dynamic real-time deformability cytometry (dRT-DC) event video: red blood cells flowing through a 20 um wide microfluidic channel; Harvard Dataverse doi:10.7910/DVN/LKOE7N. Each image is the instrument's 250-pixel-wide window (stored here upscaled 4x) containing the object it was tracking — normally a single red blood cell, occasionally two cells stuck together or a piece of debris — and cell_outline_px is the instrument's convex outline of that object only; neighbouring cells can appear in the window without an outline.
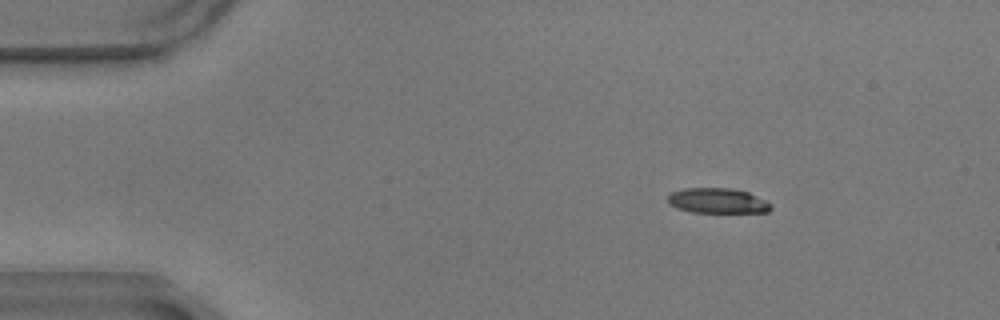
{"species": "common noctule bat (a hibernating species)", "species_latin": "Nyctalus noctula", "temperature_condition": "warm", "stored_images_in_passage": 49, "camera_frame_rate_fps": 3000, "um_per_image_px": 0.085, "animal": {"sex": "male", "body_mass_g": 17.9}, "frame": {"image": 1, "passage_image": 1, "time_ms": 0.0, "image_size_px": [1000, 320], "cell_outline_px": [[772, 208], [768, 212], [692, 212], [676, 208], [668, 204], [668, 196], [672, 192], [684, 188], [732, 188], [748, 192], [772, 204]], "centroid_in_image_um": [60.98, 17.06], "position_along_channel_um": 24.0, "area_um2": 15.09}}
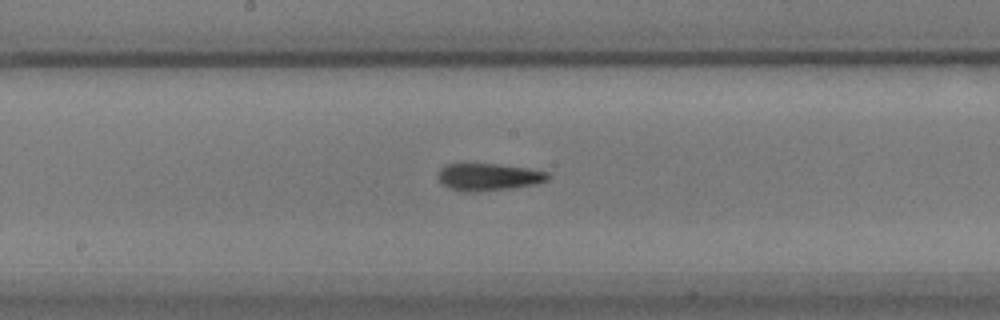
{"frame": {"image": 2, "passage_image": 23, "time_ms": 7.333, "image_size_px": [1000, 320], "cell_outline_px": [[552, 176], [548, 180], [536, 184], [512, 188], [472, 192], [468, 192], [448, 188], [440, 184], [436, 176], [436, 172], [444, 164], [496, 164], [528, 168], [548, 172]], "centroid_in_image_um": [41.49, 15.04], "position_along_channel_um": 206.7, "area_um2": 17.74}}
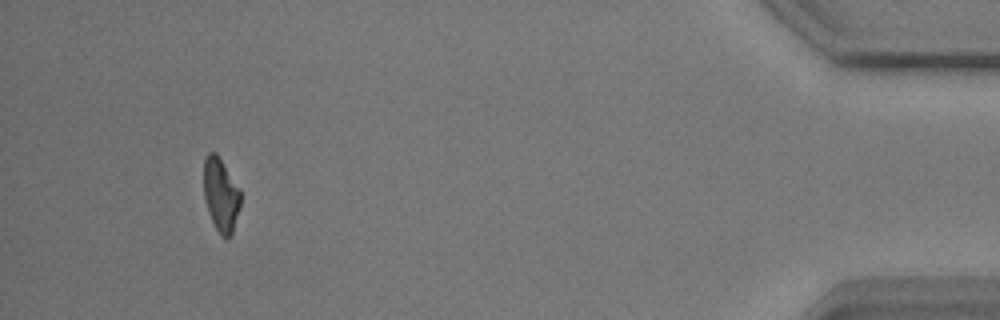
{"frame": {"image": 3, "passage_image": 47, "time_ms": 15.333, "image_size_px": [1000, 320], "cell_outline_px": [[240, 204], [232, 236], [228, 240], [224, 240], [220, 236], [208, 212], [204, 196], [204, 156], [208, 152], [216, 152], [240, 188]], "centroid_in_image_um": [18.77, 16.59], "position_along_channel_um": 416.4, "area_um2": 16.01}}